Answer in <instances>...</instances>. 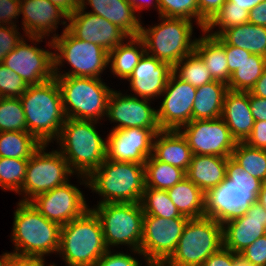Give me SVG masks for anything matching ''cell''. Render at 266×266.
<instances>
[{
  "label": "cell",
  "instance_id": "cell-1",
  "mask_svg": "<svg viewBox=\"0 0 266 266\" xmlns=\"http://www.w3.org/2000/svg\"><path fill=\"white\" fill-rule=\"evenodd\" d=\"M226 179L205 195V216L224 224L242 214L257 201L262 181L251 176L230 156Z\"/></svg>",
  "mask_w": 266,
  "mask_h": 266
},
{
  "label": "cell",
  "instance_id": "cell-2",
  "mask_svg": "<svg viewBox=\"0 0 266 266\" xmlns=\"http://www.w3.org/2000/svg\"><path fill=\"white\" fill-rule=\"evenodd\" d=\"M20 101L26 118L27 132L47 145L59 137L67 117L55 77L39 85H29Z\"/></svg>",
  "mask_w": 266,
  "mask_h": 266
},
{
  "label": "cell",
  "instance_id": "cell-3",
  "mask_svg": "<svg viewBox=\"0 0 266 266\" xmlns=\"http://www.w3.org/2000/svg\"><path fill=\"white\" fill-rule=\"evenodd\" d=\"M96 123L67 118L57 138L59 152L71 171L82 179H87L106 159L107 142L98 134Z\"/></svg>",
  "mask_w": 266,
  "mask_h": 266
},
{
  "label": "cell",
  "instance_id": "cell-4",
  "mask_svg": "<svg viewBox=\"0 0 266 266\" xmlns=\"http://www.w3.org/2000/svg\"><path fill=\"white\" fill-rule=\"evenodd\" d=\"M83 182L103 197L98 204L140 203L145 190V167L136 162L105 159Z\"/></svg>",
  "mask_w": 266,
  "mask_h": 266
},
{
  "label": "cell",
  "instance_id": "cell-5",
  "mask_svg": "<svg viewBox=\"0 0 266 266\" xmlns=\"http://www.w3.org/2000/svg\"><path fill=\"white\" fill-rule=\"evenodd\" d=\"M12 231L15 255L43 259L46 254L58 253L61 226L46 219L30 202L19 201Z\"/></svg>",
  "mask_w": 266,
  "mask_h": 266
},
{
  "label": "cell",
  "instance_id": "cell-6",
  "mask_svg": "<svg viewBox=\"0 0 266 266\" xmlns=\"http://www.w3.org/2000/svg\"><path fill=\"white\" fill-rule=\"evenodd\" d=\"M108 250L100 220L92 208L61 226L58 252L67 266H95Z\"/></svg>",
  "mask_w": 266,
  "mask_h": 266
},
{
  "label": "cell",
  "instance_id": "cell-7",
  "mask_svg": "<svg viewBox=\"0 0 266 266\" xmlns=\"http://www.w3.org/2000/svg\"><path fill=\"white\" fill-rule=\"evenodd\" d=\"M61 24L65 25L62 35L53 34V39L48 42V45L57 51L53 53L54 76L101 79V73L109 65V52L98 44L74 37L67 30L66 21H61ZM63 59L72 66V70L61 74L58 66L63 65Z\"/></svg>",
  "mask_w": 266,
  "mask_h": 266
},
{
  "label": "cell",
  "instance_id": "cell-8",
  "mask_svg": "<svg viewBox=\"0 0 266 266\" xmlns=\"http://www.w3.org/2000/svg\"><path fill=\"white\" fill-rule=\"evenodd\" d=\"M60 88L67 118L96 121L107 115L113 91L100 78L54 76Z\"/></svg>",
  "mask_w": 266,
  "mask_h": 266
},
{
  "label": "cell",
  "instance_id": "cell-9",
  "mask_svg": "<svg viewBox=\"0 0 266 266\" xmlns=\"http://www.w3.org/2000/svg\"><path fill=\"white\" fill-rule=\"evenodd\" d=\"M160 19L161 23L148 29L141 25L139 37L144 42L147 54L168 63L173 68L194 51L197 38L191 40L192 21L163 16H160Z\"/></svg>",
  "mask_w": 266,
  "mask_h": 266
},
{
  "label": "cell",
  "instance_id": "cell-10",
  "mask_svg": "<svg viewBox=\"0 0 266 266\" xmlns=\"http://www.w3.org/2000/svg\"><path fill=\"white\" fill-rule=\"evenodd\" d=\"M223 246V225L209 217L189 219L165 266H202Z\"/></svg>",
  "mask_w": 266,
  "mask_h": 266
},
{
  "label": "cell",
  "instance_id": "cell-11",
  "mask_svg": "<svg viewBox=\"0 0 266 266\" xmlns=\"http://www.w3.org/2000/svg\"><path fill=\"white\" fill-rule=\"evenodd\" d=\"M92 210L100 220L109 250L110 246L127 244L134 253L142 255L139 251L144 219L141 203H104Z\"/></svg>",
  "mask_w": 266,
  "mask_h": 266
},
{
  "label": "cell",
  "instance_id": "cell-12",
  "mask_svg": "<svg viewBox=\"0 0 266 266\" xmlns=\"http://www.w3.org/2000/svg\"><path fill=\"white\" fill-rule=\"evenodd\" d=\"M47 144H42L29 158L22 189V202H30L40 194L68 182L73 174L67 160L58 151L45 152ZM28 197V198H27Z\"/></svg>",
  "mask_w": 266,
  "mask_h": 266
},
{
  "label": "cell",
  "instance_id": "cell-13",
  "mask_svg": "<svg viewBox=\"0 0 266 266\" xmlns=\"http://www.w3.org/2000/svg\"><path fill=\"white\" fill-rule=\"evenodd\" d=\"M189 218H162L144 214L140 252L147 263L164 264L175 251Z\"/></svg>",
  "mask_w": 266,
  "mask_h": 266
},
{
  "label": "cell",
  "instance_id": "cell-14",
  "mask_svg": "<svg viewBox=\"0 0 266 266\" xmlns=\"http://www.w3.org/2000/svg\"><path fill=\"white\" fill-rule=\"evenodd\" d=\"M179 131L186 138L192 154L195 155H213L227 158L232 155L237 143L221 117L192 120L182 126Z\"/></svg>",
  "mask_w": 266,
  "mask_h": 266
},
{
  "label": "cell",
  "instance_id": "cell-15",
  "mask_svg": "<svg viewBox=\"0 0 266 266\" xmlns=\"http://www.w3.org/2000/svg\"><path fill=\"white\" fill-rule=\"evenodd\" d=\"M161 96L164 98L157 110L161 130H179L192 121L196 87L182 81L172 72Z\"/></svg>",
  "mask_w": 266,
  "mask_h": 266
},
{
  "label": "cell",
  "instance_id": "cell-16",
  "mask_svg": "<svg viewBox=\"0 0 266 266\" xmlns=\"http://www.w3.org/2000/svg\"><path fill=\"white\" fill-rule=\"evenodd\" d=\"M30 203L46 219L60 226L80 217L89 209L82 192L69 182L38 195Z\"/></svg>",
  "mask_w": 266,
  "mask_h": 266
},
{
  "label": "cell",
  "instance_id": "cell-17",
  "mask_svg": "<svg viewBox=\"0 0 266 266\" xmlns=\"http://www.w3.org/2000/svg\"><path fill=\"white\" fill-rule=\"evenodd\" d=\"M3 65L28 85H39L54 78L53 52L30 46L24 39L4 58Z\"/></svg>",
  "mask_w": 266,
  "mask_h": 266
},
{
  "label": "cell",
  "instance_id": "cell-18",
  "mask_svg": "<svg viewBox=\"0 0 266 266\" xmlns=\"http://www.w3.org/2000/svg\"><path fill=\"white\" fill-rule=\"evenodd\" d=\"M159 131L161 129H112L106 139V159L144 165L152 155L153 139Z\"/></svg>",
  "mask_w": 266,
  "mask_h": 266
},
{
  "label": "cell",
  "instance_id": "cell-19",
  "mask_svg": "<svg viewBox=\"0 0 266 266\" xmlns=\"http://www.w3.org/2000/svg\"><path fill=\"white\" fill-rule=\"evenodd\" d=\"M67 30L76 38L95 43L108 52L130 36L115 24L80 7L68 16Z\"/></svg>",
  "mask_w": 266,
  "mask_h": 266
},
{
  "label": "cell",
  "instance_id": "cell-20",
  "mask_svg": "<svg viewBox=\"0 0 266 266\" xmlns=\"http://www.w3.org/2000/svg\"><path fill=\"white\" fill-rule=\"evenodd\" d=\"M148 99L141 100L133 95H123L112 91L108 99L107 115L117 126L113 130L124 128L161 129L157 119V110L151 108Z\"/></svg>",
  "mask_w": 266,
  "mask_h": 266
},
{
  "label": "cell",
  "instance_id": "cell-21",
  "mask_svg": "<svg viewBox=\"0 0 266 266\" xmlns=\"http://www.w3.org/2000/svg\"><path fill=\"white\" fill-rule=\"evenodd\" d=\"M223 225V246L240 254L257 238L266 234V209L256 201L242 214Z\"/></svg>",
  "mask_w": 266,
  "mask_h": 266
},
{
  "label": "cell",
  "instance_id": "cell-22",
  "mask_svg": "<svg viewBox=\"0 0 266 266\" xmlns=\"http://www.w3.org/2000/svg\"><path fill=\"white\" fill-rule=\"evenodd\" d=\"M20 14H23V31L32 43L43 42L44 36H49L53 30L55 32L60 18L68 19L61 8L48 0H20Z\"/></svg>",
  "mask_w": 266,
  "mask_h": 266
},
{
  "label": "cell",
  "instance_id": "cell-23",
  "mask_svg": "<svg viewBox=\"0 0 266 266\" xmlns=\"http://www.w3.org/2000/svg\"><path fill=\"white\" fill-rule=\"evenodd\" d=\"M172 72L168 63L145 53L127 80L137 97L151 100L161 96Z\"/></svg>",
  "mask_w": 266,
  "mask_h": 266
},
{
  "label": "cell",
  "instance_id": "cell-24",
  "mask_svg": "<svg viewBox=\"0 0 266 266\" xmlns=\"http://www.w3.org/2000/svg\"><path fill=\"white\" fill-rule=\"evenodd\" d=\"M221 118L237 142H245L255 123L250 110V93L228 90L224 97Z\"/></svg>",
  "mask_w": 266,
  "mask_h": 266
},
{
  "label": "cell",
  "instance_id": "cell-25",
  "mask_svg": "<svg viewBox=\"0 0 266 266\" xmlns=\"http://www.w3.org/2000/svg\"><path fill=\"white\" fill-rule=\"evenodd\" d=\"M152 156L186 172L190 166L192 152L179 130H161L154 136Z\"/></svg>",
  "mask_w": 266,
  "mask_h": 266
},
{
  "label": "cell",
  "instance_id": "cell-26",
  "mask_svg": "<svg viewBox=\"0 0 266 266\" xmlns=\"http://www.w3.org/2000/svg\"><path fill=\"white\" fill-rule=\"evenodd\" d=\"M88 3H86V2ZM92 7L90 13L99 15L124 30L129 36H139L141 23L127 0H80V8Z\"/></svg>",
  "mask_w": 266,
  "mask_h": 266
},
{
  "label": "cell",
  "instance_id": "cell-27",
  "mask_svg": "<svg viewBox=\"0 0 266 266\" xmlns=\"http://www.w3.org/2000/svg\"><path fill=\"white\" fill-rule=\"evenodd\" d=\"M227 158L192 154L186 177L205 194L226 179Z\"/></svg>",
  "mask_w": 266,
  "mask_h": 266
},
{
  "label": "cell",
  "instance_id": "cell-28",
  "mask_svg": "<svg viewBox=\"0 0 266 266\" xmlns=\"http://www.w3.org/2000/svg\"><path fill=\"white\" fill-rule=\"evenodd\" d=\"M205 35L198 38L194 51L202 58L214 80L228 84L231 74L224 49V42L218 36Z\"/></svg>",
  "mask_w": 266,
  "mask_h": 266
},
{
  "label": "cell",
  "instance_id": "cell-29",
  "mask_svg": "<svg viewBox=\"0 0 266 266\" xmlns=\"http://www.w3.org/2000/svg\"><path fill=\"white\" fill-rule=\"evenodd\" d=\"M227 91V84L218 80L197 87L192 107V120L221 117L224 97Z\"/></svg>",
  "mask_w": 266,
  "mask_h": 266
},
{
  "label": "cell",
  "instance_id": "cell-30",
  "mask_svg": "<svg viewBox=\"0 0 266 266\" xmlns=\"http://www.w3.org/2000/svg\"><path fill=\"white\" fill-rule=\"evenodd\" d=\"M218 37L227 45L266 57V27L245 23L223 30Z\"/></svg>",
  "mask_w": 266,
  "mask_h": 266
},
{
  "label": "cell",
  "instance_id": "cell-31",
  "mask_svg": "<svg viewBox=\"0 0 266 266\" xmlns=\"http://www.w3.org/2000/svg\"><path fill=\"white\" fill-rule=\"evenodd\" d=\"M169 198L182 216L189 219L205 216V193L187 177L167 190Z\"/></svg>",
  "mask_w": 266,
  "mask_h": 266
},
{
  "label": "cell",
  "instance_id": "cell-32",
  "mask_svg": "<svg viewBox=\"0 0 266 266\" xmlns=\"http://www.w3.org/2000/svg\"><path fill=\"white\" fill-rule=\"evenodd\" d=\"M128 39L130 40L127 43L123 42L109 51L108 62L111 63L113 74L126 80L146 53L144 42L139 36H130Z\"/></svg>",
  "mask_w": 266,
  "mask_h": 266
},
{
  "label": "cell",
  "instance_id": "cell-33",
  "mask_svg": "<svg viewBox=\"0 0 266 266\" xmlns=\"http://www.w3.org/2000/svg\"><path fill=\"white\" fill-rule=\"evenodd\" d=\"M145 187L168 190L186 177L183 169L156 160L152 155L144 164Z\"/></svg>",
  "mask_w": 266,
  "mask_h": 266
},
{
  "label": "cell",
  "instance_id": "cell-34",
  "mask_svg": "<svg viewBox=\"0 0 266 266\" xmlns=\"http://www.w3.org/2000/svg\"><path fill=\"white\" fill-rule=\"evenodd\" d=\"M41 145L29 132H0V157L29 159Z\"/></svg>",
  "mask_w": 266,
  "mask_h": 266
},
{
  "label": "cell",
  "instance_id": "cell-35",
  "mask_svg": "<svg viewBox=\"0 0 266 266\" xmlns=\"http://www.w3.org/2000/svg\"><path fill=\"white\" fill-rule=\"evenodd\" d=\"M266 67V57L251 54L239 68L231 74L228 90L249 92L262 76Z\"/></svg>",
  "mask_w": 266,
  "mask_h": 266
},
{
  "label": "cell",
  "instance_id": "cell-36",
  "mask_svg": "<svg viewBox=\"0 0 266 266\" xmlns=\"http://www.w3.org/2000/svg\"><path fill=\"white\" fill-rule=\"evenodd\" d=\"M231 157L253 177L266 181V150L237 142Z\"/></svg>",
  "mask_w": 266,
  "mask_h": 266
},
{
  "label": "cell",
  "instance_id": "cell-37",
  "mask_svg": "<svg viewBox=\"0 0 266 266\" xmlns=\"http://www.w3.org/2000/svg\"><path fill=\"white\" fill-rule=\"evenodd\" d=\"M172 71L179 79L196 88L214 81L204 61L195 51L179 61Z\"/></svg>",
  "mask_w": 266,
  "mask_h": 266
},
{
  "label": "cell",
  "instance_id": "cell-38",
  "mask_svg": "<svg viewBox=\"0 0 266 266\" xmlns=\"http://www.w3.org/2000/svg\"><path fill=\"white\" fill-rule=\"evenodd\" d=\"M143 213L162 218H179L182 216L172 200L169 198L167 190H159L145 187L141 199Z\"/></svg>",
  "mask_w": 266,
  "mask_h": 266
},
{
  "label": "cell",
  "instance_id": "cell-39",
  "mask_svg": "<svg viewBox=\"0 0 266 266\" xmlns=\"http://www.w3.org/2000/svg\"><path fill=\"white\" fill-rule=\"evenodd\" d=\"M249 11L239 6H234L232 2L226 1L222 8L206 24L204 32L211 36H218L223 30L248 23ZM215 26L219 27L218 31L210 33Z\"/></svg>",
  "mask_w": 266,
  "mask_h": 266
},
{
  "label": "cell",
  "instance_id": "cell-40",
  "mask_svg": "<svg viewBox=\"0 0 266 266\" xmlns=\"http://www.w3.org/2000/svg\"><path fill=\"white\" fill-rule=\"evenodd\" d=\"M27 132L20 98L0 97V132Z\"/></svg>",
  "mask_w": 266,
  "mask_h": 266
},
{
  "label": "cell",
  "instance_id": "cell-41",
  "mask_svg": "<svg viewBox=\"0 0 266 266\" xmlns=\"http://www.w3.org/2000/svg\"><path fill=\"white\" fill-rule=\"evenodd\" d=\"M29 159L0 157V186L20 194Z\"/></svg>",
  "mask_w": 266,
  "mask_h": 266
},
{
  "label": "cell",
  "instance_id": "cell-42",
  "mask_svg": "<svg viewBox=\"0 0 266 266\" xmlns=\"http://www.w3.org/2000/svg\"><path fill=\"white\" fill-rule=\"evenodd\" d=\"M159 16L167 18L196 19L199 26L198 0H158Z\"/></svg>",
  "mask_w": 266,
  "mask_h": 266
},
{
  "label": "cell",
  "instance_id": "cell-43",
  "mask_svg": "<svg viewBox=\"0 0 266 266\" xmlns=\"http://www.w3.org/2000/svg\"><path fill=\"white\" fill-rule=\"evenodd\" d=\"M28 86L18 74L0 63V97L20 98Z\"/></svg>",
  "mask_w": 266,
  "mask_h": 266
},
{
  "label": "cell",
  "instance_id": "cell-44",
  "mask_svg": "<svg viewBox=\"0 0 266 266\" xmlns=\"http://www.w3.org/2000/svg\"><path fill=\"white\" fill-rule=\"evenodd\" d=\"M16 27L0 25V63L23 39Z\"/></svg>",
  "mask_w": 266,
  "mask_h": 266
},
{
  "label": "cell",
  "instance_id": "cell-45",
  "mask_svg": "<svg viewBox=\"0 0 266 266\" xmlns=\"http://www.w3.org/2000/svg\"><path fill=\"white\" fill-rule=\"evenodd\" d=\"M240 255L253 266H266V234L257 238Z\"/></svg>",
  "mask_w": 266,
  "mask_h": 266
},
{
  "label": "cell",
  "instance_id": "cell-46",
  "mask_svg": "<svg viewBox=\"0 0 266 266\" xmlns=\"http://www.w3.org/2000/svg\"><path fill=\"white\" fill-rule=\"evenodd\" d=\"M95 266H141L139 261L130 254L114 253L108 250L96 263Z\"/></svg>",
  "mask_w": 266,
  "mask_h": 266
},
{
  "label": "cell",
  "instance_id": "cell-47",
  "mask_svg": "<svg viewBox=\"0 0 266 266\" xmlns=\"http://www.w3.org/2000/svg\"><path fill=\"white\" fill-rule=\"evenodd\" d=\"M225 2L226 0H198L199 26L202 31Z\"/></svg>",
  "mask_w": 266,
  "mask_h": 266
},
{
  "label": "cell",
  "instance_id": "cell-48",
  "mask_svg": "<svg viewBox=\"0 0 266 266\" xmlns=\"http://www.w3.org/2000/svg\"><path fill=\"white\" fill-rule=\"evenodd\" d=\"M225 54L228 62L229 73H234L249 57L251 52L224 43Z\"/></svg>",
  "mask_w": 266,
  "mask_h": 266
},
{
  "label": "cell",
  "instance_id": "cell-49",
  "mask_svg": "<svg viewBox=\"0 0 266 266\" xmlns=\"http://www.w3.org/2000/svg\"><path fill=\"white\" fill-rule=\"evenodd\" d=\"M19 15L20 0H0V25L16 26L13 19Z\"/></svg>",
  "mask_w": 266,
  "mask_h": 266
},
{
  "label": "cell",
  "instance_id": "cell-50",
  "mask_svg": "<svg viewBox=\"0 0 266 266\" xmlns=\"http://www.w3.org/2000/svg\"><path fill=\"white\" fill-rule=\"evenodd\" d=\"M245 142L251 147L266 150V121H256Z\"/></svg>",
  "mask_w": 266,
  "mask_h": 266
},
{
  "label": "cell",
  "instance_id": "cell-51",
  "mask_svg": "<svg viewBox=\"0 0 266 266\" xmlns=\"http://www.w3.org/2000/svg\"><path fill=\"white\" fill-rule=\"evenodd\" d=\"M202 266H233V252L222 246L210 255Z\"/></svg>",
  "mask_w": 266,
  "mask_h": 266
},
{
  "label": "cell",
  "instance_id": "cell-52",
  "mask_svg": "<svg viewBox=\"0 0 266 266\" xmlns=\"http://www.w3.org/2000/svg\"><path fill=\"white\" fill-rule=\"evenodd\" d=\"M250 110L256 121H266V99L250 94Z\"/></svg>",
  "mask_w": 266,
  "mask_h": 266
},
{
  "label": "cell",
  "instance_id": "cell-53",
  "mask_svg": "<svg viewBox=\"0 0 266 266\" xmlns=\"http://www.w3.org/2000/svg\"><path fill=\"white\" fill-rule=\"evenodd\" d=\"M45 260L39 257L20 256L13 254L9 266H45ZM48 266H53L52 264Z\"/></svg>",
  "mask_w": 266,
  "mask_h": 266
},
{
  "label": "cell",
  "instance_id": "cell-54",
  "mask_svg": "<svg viewBox=\"0 0 266 266\" xmlns=\"http://www.w3.org/2000/svg\"><path fill=\"white\" fill-rule=\"evenodd\" d=\"M248 23L266 27V0L249 11Z\"/></svg>",
  "mask_w": 266,
  "mask_h": 266
},
{
  "label": "cell",
  "instance_id": "cell-55",
  "mask_svg": "<svg viewBox=\"0 0 266 266\" xmlns=\"http://www.w3.org/2000/svg\"><path fill=\"white\" fill-rule=\"evenodd\" d=\"M61 8L68 16L80 7V0H48Z\"/></svg>",
  "mask_w": 266,
  "mask_h": 266
},
{
  "label": "cell",
  "instance_id": "cell-56",
  "mask_svg": "<svg viewBox=\"0 0 266 266\" xmlns=\"http://www.w3.org/2000/svg\"><path fill=\"white\" fill-rule=\"evenodd\" d=\"M249 93L266 99V67L262 76L256 81Z\"/></svg>",
  "mask_w": 266,
  "mask_h": 266
},
{
  "label": "cell",
  "instance_id": "cell-57",
  "mask_svg": "<svg viewBox=\"0 0 266 266\" xmlns=\"http://www.w3.org/2000/svg\"><path fill=\"white\" fill-rule=\"evenodd\" d=\"M154 0H127V2L133 7L134 11L137 12V10L141 11L143 10V8H147L150 7L149 5L151 4V2ZM145 2V3H144ZM155 8H157L158 13H159V4H158V0H155Z\"/></svg>",
  "mask_w": 266,
  "mask_h": 266
},
{
  "label": "cell",
  "instance_id": "cell-58",
  "mask_svg": "<svg viewBox=\"0 0 266 266\" xmlns=\"http://www.w3.org/2000/svg\"><path fill=\"white\" fill-rule=\"evenodd\" d=\"M232 2L234 6L245 8L247 11L252 10L255 7V0H226Z\"/></svg>",
  "mask_w": 266,
  "mask_h": 266
},
{
  "label": "cell",
  "instance_id": "cell-59",
  "mask_svg": "<svg viewBox=\"0 0 266 266\" xmlns=\"http://www.w3.org/2000/svg\"><path fill=\"white\" fill-rule=\"evenodd\" d=\"M233 266H253L250 261L246 260L240 254L233 252Z\"/></svg>",
  "mask_w": 266,
  "mask_h": 266
},
{
  "label": "cell",
  "instance_id": "cell-60",
  "mask_svg": "<svg viewBox=\"0 0 266 266\" xmlns=\"http://www.w3.org/2000/svg\"><path fill=\"white\" fill-rule=\"evenodd\" d=\"M257 201L266 209V181L262 182L261 190L257 196Z\"/></svg>",
  "mask_w": 266,
  "mask_h": 266
},
{
  "label": "cell",
  "instance_id": "cell-61",
  "mask_svg": "<svg viewBox=\"0 0 266 266\" xmlns=\"http://www.w3.org/2000/svg\"><path fill=\"white\" fill-rule=\"evenodd\" d=\"M14 253H4L0 256V266H9V260L10 257L13 255Z\"/></svg>",
  "mask_w": 266,
  "mask_h": 266
},
{
  "label": "cell",
  "instance_id": "cell-62",
  "mask_svg": "<svg viewBox=\"0 0 266 266\" xmlns=\"http://www.w3.org/2000/svg\"><path fill=\"white\" fill-rule=\"evenodd\" d=\"M147 266H165L164 264L147 263Z\"/></svg>",
  "mask_w": 266,
  "mask_h": 266
},
{
  "label": "cell",
  "instance_id": "cell-63",
  "mask_svg": "<svg viewBox=\"0 0 266 266\" xmlns=\"http://www.w3.org/2000/svg\"><path fill=\"white\" fill-rule=\"evenodd\" d=\"M265 0H255V6L258 5L259 3H263Z\"/></svg>",
  "mask_w": 266,
  "mask_h": 266
}]
</instances>
